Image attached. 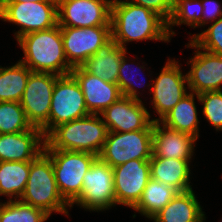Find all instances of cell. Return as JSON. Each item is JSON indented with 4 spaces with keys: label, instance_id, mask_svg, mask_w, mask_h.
Masks as SVG:
<instances>
[{
    "label": "cell",
    "instance_id": "5bb4252c",
    "mask_svg": "<svg viewBox=\"0 0 222 222\" xmlns=\"http://www.w3.org/2000/svg\"><path fill=\"white\" fill-rule=\"evenodd\" d=\"M114 0H67L57 7L60 27L111 26Z\"/></svg>",
    "mask_w": 222,
    "mask_h": 222
},
{
    "label": "cell",
    "instance_id": "9c48e42d",
    "mask_svg": "<svg viewBox=\"0 0 222 222\" xmlns=\"http://www.w3.org/2000/svg\"><path fill=\"white\" fill-rule=\"evenodd\" d=\"M60 76L52 73L31 72L20 101L28 121L49 135V112L56 80Z\"/></svg>",
    "mask_w": 222,
    "mask_h": 222
},
{
    "label": "cell",
    "instance_id": "d590c367",
    "mask_svg": "<svg viewBox=\"0 0 222 222\" xmlns=\"http://www.w3.org/2000/svg\"><path fill=\"white\" fill-rule=\"evenodd\" d=\"M65 1H67V0H51V2H52L53 4H55L57 7H58L61 3L65 2Z\"/></svg>",
    "mask_w": 222,
    "mask_h": 222
},
{
    "label": "cell",
    "instance_id": "30bf717a",
    "mask_svg": "<svg viewBox=\"0 0 222 222\" xmlns=\"http://www.w3.org/2000/svg\"><path fill=\"white\" fill-rule=\"evenodd\" d=\"M176 59L168 58L159 76L148 83L149 93H152L151 104L158 115L153 121H160L189 91L187 76L181 70V64ZM151 88V89H150Z\"/></svg>",
    "mask_w": 222,
    "mask_h": 222
},
{
    "label": "cell",
    "instance_id": "4fadbf2b",
    "mask_svg": "<svg viewBox=\"0 0 222 222\" xmlns=\"http://www.w3.org/2000/svg\"><path fill=\"white\" fill-rule=\"evenodd\" d=\"M186 47L196 49L186 63L191 65L186 73L189 92L222 91V56L201 49L192 40Z\"/></svg>",
    "mask_w": 222,
    "mask_h": 222
},
{
    "label": "cell",
    "instance_id": "836d02e7",
    "mask_svg": "<svg viewBox=\"0 0 222 222\" xmlns=\"http://www.w3.org/2000/svg\"><path fill=\"white\" fill-rule=\"evenodd\" d=\"M219 0H201L203 7L202 27L212 23L222 16V6Z\"/></svg>",
    "mask_w": 222,
    "mask_h": 222
},
{
    "label": "cell",
    "instance_id": "d6a6232c",
    "mask_svg": "<svg viewBox=\"0 0 222 222\" xmlns=\"http://www.w3.org/2000/svg\"><path fill=\"white\" fill-rule=\"evenodd\" d=\"M128 1L156 12L166 22H168L172 16L174 0H128Z\"/></svg>",
    "mask_w": 222,
    "mask_h": 222
},
{
    "label": "cell",
    "instance_id": "ffe728a7",
    "mask_svg": "<svg viewBox=\"0 0 222 222\" xmlns=\"http://www.w3.org/2000/svg\"><path fill=\"white\" fill-rule=\"evenodd\" d=\"M125 53L127 49L122 48L111 37L81 67L106 82L117 84L121 59Z\"/></svg>",
    "mask_w": 222,
    "mask_h": 222
},
{
    "label": "cell",
    "instance_id": "6da1fadb",
    "mask_svg": "<svg viewBox=\"0 0 222 222\" xmlns=\"http://www.w3.org/2000/svg\"><path fill=\"white\" fill-rule=\"evenodd\" d=\"M111 37L122 48L133 41H164L171 38L167 31V22L156 12L129 2L114 0L111 3Z\"/></svg>",
    "mask_w": 222,
    "mask_h": 222
},
{
    "label": "cell",
    "instance_id": "52a82bcc",
    "mask_svg": "<svg viewBox=\"0 0 222 222\" xmlns=\"http://www.w3.org/2000/svg\"><path fill=\"white\" fill-rule=\"evenodd\" d=\"M20 27L14 33L18 40L25 34L46 30L58 24L57 6L51 1L0 2V20Z\"/></svg>",
    "mask_w": 222,
    "mask_h": 222
},
{
    "label": "cell",
    "instance_id": "ac0fdd59",
    "mask_svg": "<svg viewBox=\"0 0 222 222\" xmlns=\"http://www.w3.org/2000/svg\"><path fill=\"white\" fill-rule=\"evenodd\" d=\"M198 138L166 127L160 121L154 122L152 158L192 160Z\"/></svg>",
    "mask_w": 222,
    "mask_h": 222
},
{
    "label": "cell",
    "instance_id": "d4e9b609",
    "mask_svg": "<svg viewBox=\"0 0 222 222\" xmlns=\"http://www.w3.org/2000/svg\"><path fill=\"white\" fill-rule=\"evenodd\" d=\"M31 162L0 161V196L19 200L26 188Z\"/></svg>",
    "mask_w": 222,
    "mask_h": 222
},
{
    "label": "cell",
    "instance_id": "603a6c76",
    "mask_svg": "<svg viewBox=\"0 0 222 222\" xmlns=\"http://www.w3.org/2000/svg\"><path fill=\"white\" fill-rule=\"evenodd\" d=\"M195 96L198 94L187 93L161 120L168 128L185 132L199 139V119Z\"/></svg>",
    "mask_w": 222,
    "mask_h": 222
},
{
    "label": "cell",
    "instance_id": "4316f807",
    "mask_svg": "<svg viewBox=\"0 0 222 222\" xmlns=\"http://www.w3.org/2000/svg\"><path fill=\"white\" fill-rule=\"evenodd\" d=\"M203 7L201 0H174L172 16L167 22V31L170 38L176 33L173 26L186 24L191 28L202 26Z\"/></svg>",
    "mask_w": 222,
    "mask_h": 222
},
{
    "label": "cell",
    "instance_id": "f1b7e54d",
    "mask_svg": "<svg viewBox=\"0 0 222 222\" xmlns=\"http://www.w3.org/2000/svg\"><path fill=\"white\" fill-rule=\"evenodd\" d=\"M32 127L20 102H0V134L23 132Z\"/></svg>",
    "mask_w": 222,
    "mask_h": 222
},
{
    "label": "cell",
    "instance_id": "484cf974",
    "mask_svg": "<svg viewBox=\"0 0 222 222\" xmlns=\"http://www.w3.org/2000/svg\"><path fill=\"white\" fill-rule=\"evenodd\" d=\"M32 71L20 61L12 66H0V102H20Z\"/></svg>",
    "mask_w": 222,
    "mask_h": 222
},
{
    "label": "cell",
    "instance_id": "8fae6325",
    "mask_svg": "<svg viewBox=\"0 0 222 222\" xmlns=\"http://www.w3.org/2000/svg\"><path fill=\"white\" fill-rule=\"evenodd\" d=\"M90 113L79 83L71 75L60 76L54 85L49 112V134L59 125Z\"/></svg>",
    "mask_w": 222,
    "mask_h": 222
},
{
    "label": "cell",
    "instance_id": "5b68a950",
    "mask_svg": "<svg viewBox=\"0 0 222 222\" xmlns=\"http://www.w3.org/2000/svg\"><path fill=\"white\" fill-rule=\"evenodd\" d=\"M51 158L55 180L63 199L71 206L82 192L84 175L98 157L71 150H44Z\"/></svg>",
    "mask_w": 222,
    "mask_h": 222
},
{
    "label": "cell",
    "instance_id": "7402d4cb",
    "mask_svg": "<svg viewBox=\"0 0 222 222\" xmlns=\"http://www.w3.org/2000/svg\"><path fill=\"white\" fill-rule=\"evenodd\" d=\"M190 162L191 160L151 158V178L160 183L164 182L179 192L192 190Z\"/></svg>",
    "mask_w": 222,
    "mask_h": 222
},
{
    "label": "cell",
    "instance_id": "7a4b0ae2",
    "mask_svg": "<svg viewBox=\"0 0 222 222\" xmlns=\"http://www.w3.org/2000/svg\"><path fill=\"white\" fill-rule=\"evenodd\" d=\"M17 43L24 53L19 61L32 72L52 73L58 76L71 73L73 68L66 60L61 27L58 24L46 30L25 34Z\"/></svg>",
    "mask_w": 222,
    "mask_h": 222
},
{
    "label": "cell",
    "instance_id": "2e32d148",
    "mask_svg": "<svg viewBox=\"0 0 222 222\" xmlns=\"http://www.w3.org/2000/svg\"><path fill=\"white\" fill-rule=\"evenodd\" d=\"M145 107L142 100L122 96L99 115L109 132L144 130L153 122Z\"/></svg>",
    "mask_w": 222,
    "mask_h": 222
},
{
    "label": "cell",
    "instance_id": "277c9868",
    "mask_svg": "<svg viewBox=\"0 0 222 222\" xmlns=\"http://www.w3.org/2000/svg\"><path fill=\"white\" fill-rule=\"evenodd\" d=\"M21 202L44 210L50 216L53 212L69 215L71 206L61 196L54 176L50 156L41 152L31 161L29 177Z\"/></svg>",
    "mask_w": 222,
    "mask_h": 222
},
{
    "label": "cell",
    "instance_id": "ba28073f",
    "mask_svg": "<svg viewBox=\"0 0 222 222\" xmlns=\"http://www.w3.org/2000/svg\"><path fill=\"white\" fill-rule=\"evenodd\" d=\"M102 212L116 206L113 168L97 157L84 175L82 192L71 205Z\"/></svg>",
    "mask_w": 222,
    "mask_h": 222
},
{
    "label": "cell",
    "instance_id": "f546056e",
    "mask_svg": "<svg viewBox=\"0 0 222 222\" xmlns=\"http://www.w3.org/2000/svg\"><path fill=\"white\" fill-rule=\"evenodd\" d=\"M190 39L201 49L222 56V16Z\"/></svg>",
    "mask_w": 222,
    "mask_h": 222
},
{
    "label": "cell",
    "instance_id": "44dd1931",
    "mask_svg": "<svg viewBox=\"0 0 222 222\" xmlns=\"http://www.w3.org/2000/svg\"><path fill=\"white\" fill-rule=\"evenodd\" d=\"M204 213L192 189L179 192L151 220L153 222H205Z\"/></svg>",
    "mask_w": 222,
    "mask_h": 222
},
{
    "label": "cell",
    "instance_id": "7c38bea8",
    "mask_svg": "<svg viewBox=\"0 0 222 222\" xmlns=\"http://www.w3.org/2000/svg\"><path fill=\"white\" fill-rule=\"evenodd\" d=\"M61 35L66 60L75 68L111 38V26L61 27Z\"/></svg>",
    "mask_w": 222,
    "mask_h": 222
},
{
    "label": "cell",
    "instance_id": "d6986e66",
    "mask_svg": "<svg viewBox=\"0 0 222 222\" xmlns=\"http://www.w3.org/2000/svg\"><path fill=\"white\" fill-rule=\"evenodd\" d=\"M45 142L42 130L34 126L23 132L0 134V161L31 162L44 151Z\"/></svg>",
    "mask_w": 222,
    "mask_h": 222
},
{
    "label": "cell",
    "instance_id": "83f0119b",
    "mask_svg": "<svg viewBox=\"0 0 222 222\" xmlns=\"http://www.w3.org/2000/svg\"><path fill=\"white\" fill-rule=\"evenodd\" d=\"M50 215L20 200H10L0 205V222H45Z\"/></svg>",
    "mask_w": 222,
    "mask_h": 222
},
{
    "label": "cell",
    "instance_id": "cb8c5ba5",
    "mask_svg": "<svg viewBox=\"0 0 222 222\" xmlns=\"http://www.w3.org/2000/svg\"><path fill=\"white\" fill-rule=\"evenodd\" d=\"M179 191L168 184L160 183L150 178L142 192L139 202L132 208L135 212L152 219L161 209H163Z\"/></svg>",
    "mask_w": 222,
    "mask_h": 222
},
{
    "label": "cell",
    "instance_id": "9a60e30c",
    "mask_svg": "<svg viewBox=\"0 0 222 222\" xmlns=\"http://www.w3.org/2000/svg\"><path fill=\"white\" fill-rule=\"evenodd\" d=\"M116 205L133 208L151 178L149 160H131L113 168Z\"/></svg>",
    "mask_w": 222,
    "mask_h": 222
},
{
    "label": "cell",
    "instance_id": "e575fe53",
    "mask_svg": "<svg viewBox=\"0 0 222 222\" xmlns=\"http://www.w3.org/2000/svg\"><path fill=\"white\" fill-rule=\"evenodd\" d=\"M42 2V1H51V0H0V2Z\"/></svg>",
    "mask_w": 222,
    "mask_h": 222
},
{
    "label": "cell",
    "instance_id": "1f68e13d",
    "mask_svg": "<svg viewBox=\"0 0 222 222\" xmlns=\"http://www.w3.org/2000/svg\"><path fill=\"white\" fill-rule=\"evenodd\" d=\"M127 57L128 56H126V53H125L121 59L117 84H118L120 91L124 97L133 98L136 100H142L139 97L140 91L137 89V87L138 86L141 87V85L144 83V81L142 84H140V83L138 84V82H137V85H136L134 83L133 75H131L133 72H130V71H134L135 69L132 70L133 67H131L130 64L128 63L132 60L128 59ZM144 66L145 65L139 66V63H138L137 64L138 71L141 72V70H143L145 68ZM138 71H136L135 73L136 74L139 73ZM135 73H134V75H135Z\"/></svg>",
    "mask_w": 222,
    "mask_h": 222
},
{
    "label": "cell",
    "instance_id": "8992f818",
    "mask_svg": "<svg viewBox=\"0 0 222 222\" xmlns=\"http://www.w3.org/2000/svg\"><path fill=\"white\" fill-rule=\"evenodd\" d=\"M154 121L144 130L108 132L99 158L114 168L131 160H150L153 155Z\"/></svg>",
    "mask_w": 222,
    "mask_h": 222
},
{
    "label": "cell",
    "instance_id": "e0dca14e",
    "mask_svg": "<svg viewBox=\"0 0 222 222\" xmlns=\"http://www.w3.org/2000/svg\"><path fill=\"white\" fill-rule=\"evenodd\" d=\"M79 83L84 95L85 105L90 114H100L123 95L118 84L86 72L81 66L75 67L70 73Z\"/></svg>",
    "mask_w": 222,
    "mask_h": 222
},
{
    "label": "cell",
    "instance_id": "3957f363",
    "mask_svg": "<svg viewBox=\"0 0 222 222\" xmlns=\"http://www.w3.org/2000/svg\"><path fill=\"white\" fill-rule=\"evenodd\" d=\"M99 114H89L56 127L46 138L44 150H71L99 156L108 135Z\"/></svg>",
    "mask_w": 222,
    "mask_h": 222
},
{
    "label": "cell",
    "instance_id": "4dcf8cb0",
    "mask_svg": "<svg viewBox=\"0 0 222 222\" xmlns=\"http://www.w3.org/2000/svg\"><path fill=\"white\" fill-rule=\"evenodd\" d=\"M202 103V113L216 131H222V91H207L198 94Z\"/></svg>",
    "mask_w": 222,
    "mask_h": 222
}]
</instances>
